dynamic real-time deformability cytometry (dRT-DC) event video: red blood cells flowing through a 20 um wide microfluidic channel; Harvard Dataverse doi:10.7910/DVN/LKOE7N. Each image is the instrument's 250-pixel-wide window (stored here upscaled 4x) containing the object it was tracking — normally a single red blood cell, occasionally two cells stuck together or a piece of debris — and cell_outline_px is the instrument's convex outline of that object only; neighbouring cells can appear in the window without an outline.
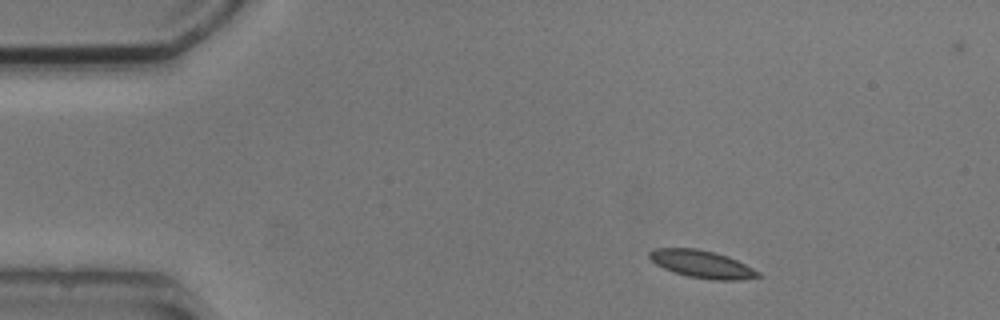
{"species": "common noctule bat (a hibernating species)", "species_latin": "Nyctalus noctula", "temperature_condition": "cold", "stored_images_in_passage": 3, "camera_frame_rate_fps": 3000, "um_per_image_px": 0.085, "animal": {"sex": "male", "body_mass_g": 20.5, "forearm_length_mm": 52.5}, "frame": {"image": 1, "passage_image": 1, "time_ms": 0.0, "image_size_px": [1000, 320], "cell_outline_px": [[764, 276], [740, 280], [712, 280], [688, 276], [664, 268], [656, 264], [648, 256], [648, 252], [656, 248], [696, 248], [728, 256], [760, 272]], "centroid_in_image_um": [59.69, 22.45], "position_along_channel_um": 25.3, "area_um2": 17.28}}